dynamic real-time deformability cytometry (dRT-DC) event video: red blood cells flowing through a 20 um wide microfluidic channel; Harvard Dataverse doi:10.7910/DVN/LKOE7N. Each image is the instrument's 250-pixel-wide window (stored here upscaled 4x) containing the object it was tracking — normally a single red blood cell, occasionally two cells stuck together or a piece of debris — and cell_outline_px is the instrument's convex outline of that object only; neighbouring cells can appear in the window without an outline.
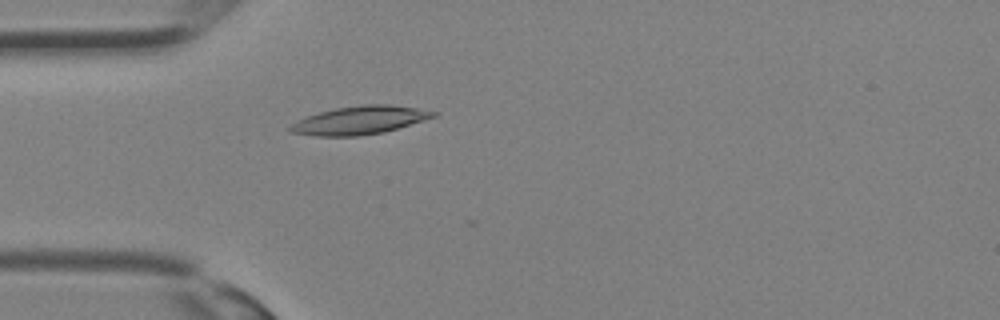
{"species": "Egyptian fruit bat (a non-hibernating species)", "species_latin": "Rousettus aegyptiacus", "temperature_condition": "room temperature", "stored_images_in_passage": 28, "camera_frame_rate_fps": 3000, "um_per_image_px": 0.085, "animal": {"sex": "female"}, "frame": {"image": 1, "passage_image": 5, "time_ms": 1.333, "image_size_px": [1000, 320], "cell_outline_px": [[440, 112], [436, 116], [424, 120], [384, 132], [360, 136], [316, 136], [292, 132], [288, 128], [296, 120], [320, 112], [336, 108], [364, 104], [392, 104]], "centroid_in_image_um": [30.6, 10.21], "position_along_channel_um": 54.4, "area_um2": 23.47}}
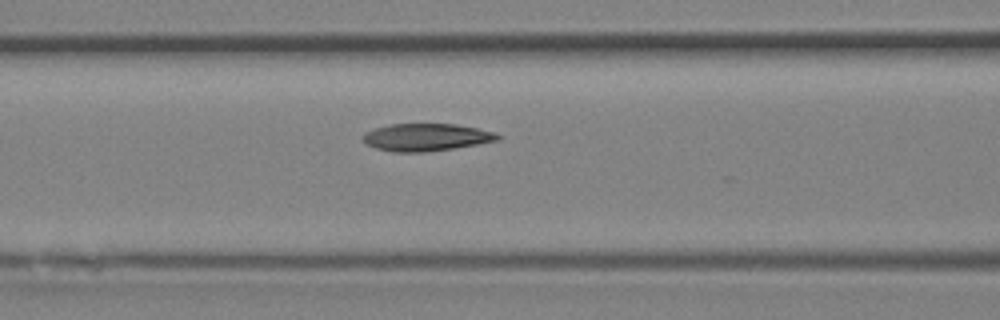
{"frame": {"image": 2, "passage_image": 9, "time_ms": 2.667, "image_size_px": [1000, 320], "cell_outline_px": [[500, 140], [452, 148], [424, 152], [392, 152], [376, 148], [368, 144], [364, 140], [364, 132], [388, 124], [456, 124], [476, 128], [492, 132], [500, 136]], "centroid_in_image_um": [36.2, 11.66], "position_along_channel_um": 130.4, "area_um2": 21.21}}
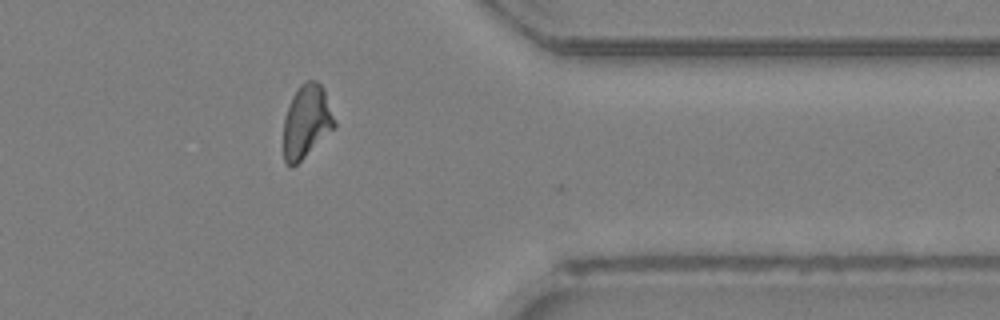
{"frame": {"image": 3, "passage_image": 22, "time_ms": 7.0, "image_size_px": [1000, 320], "cell_outline_px": [[336, 124], [292, 168], [288, 168], [284, 160], [284, 116], [292, 96], [300, 84], [304, 80], [316, 80], [324, 88]], "centroid_in_image_um": [26.01, 10.28], "position_along_channel_um": 385.4, "area_um2": 21.33}}